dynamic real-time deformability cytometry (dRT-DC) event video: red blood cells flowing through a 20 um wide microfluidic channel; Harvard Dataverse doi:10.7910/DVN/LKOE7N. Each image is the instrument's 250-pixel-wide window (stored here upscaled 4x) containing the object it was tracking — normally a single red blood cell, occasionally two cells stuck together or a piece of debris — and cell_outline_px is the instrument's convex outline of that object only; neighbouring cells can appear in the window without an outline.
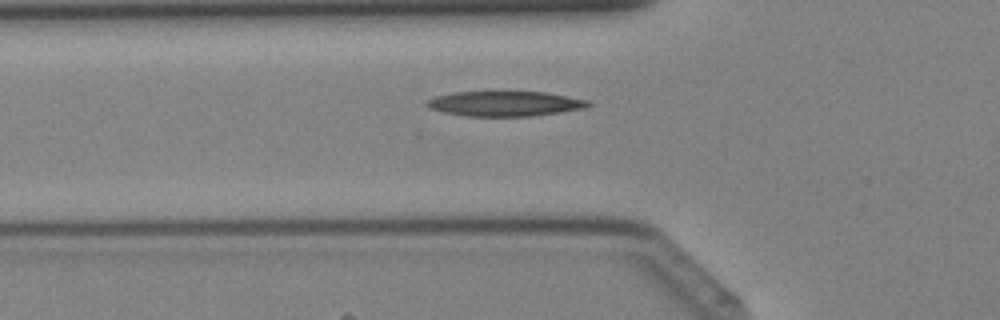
{"species": "Egyptian fruit bat (a non-hibernating species)", "species_latin": "Rousettus aegyptiacus", "temperature_condition": "cold", "stored_images_in_passage": 29, "camera_frame_rate_fps": 3000, "um_per_image_px": 0.085, "animal": {"sex": "female"}, "frame": {"image": 1, "passage_image": 2, "time_ms": 0.333, "image_size_px": [1000, 320], "cell_outline_px": [[592, 104], [584, 108], [560, 112], [532, 116], [464, 116], [444, 112], [428, 108], [424, 104], [424, 100], [436, 96], [452, 92], [548, 92], [588, 100]], "centroid_in_image_um": [42.87, 8.81], "position_along_channel_um": 82.9, "area_um2": 23.64}}
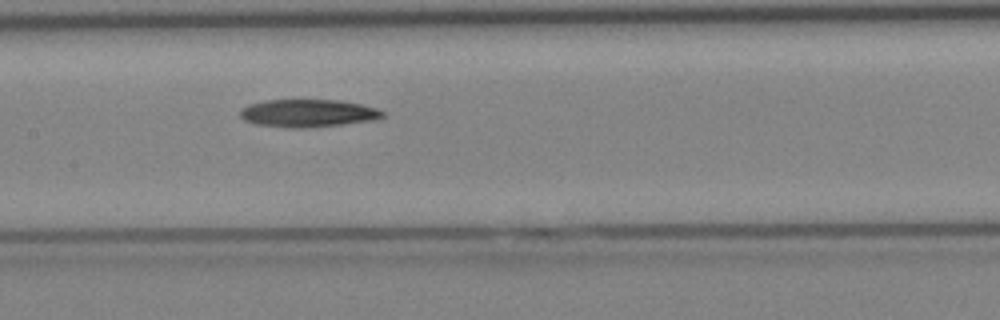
{"frame": {"image": 2, "passage_image": 8, "time_ms": 2.333, "image_size_px": [1000, 320], "cell_outline_px": [[384, 116], [372, 120], [340, 124], [300, 128], [288, 128], [256, 124], [244, 120], [240, 116], [240, 108], [248, 104], [264, 100], [336, 100], [360, 104], [376, 108], [384, 112]], "centroid_in_image_um": [26.11, 9.61], "position_along_channel_um": 181.3, "area_um2": 22.83}}
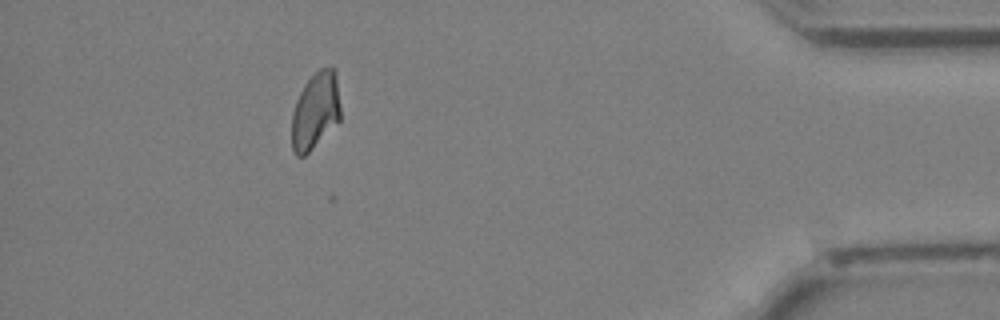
{"frame": {"image": 3, "passage_image": 25, "time_ms": 8.0, "image_size_px": [1000, 320], "cell_outline_px": [[340, 120], [304, 156], [296, 156], [292, 148], [292, 112], [296, 100], [304, 84], [320, 68], [332, 68], [336, 72], [340, 104]], "centroid_in_image_um": [26.8, 9.41], "position_along_channel_um": 408.4, "area_um2": 21.68}}